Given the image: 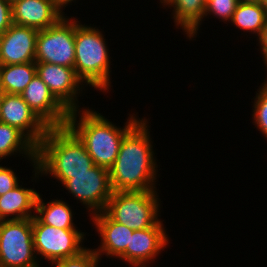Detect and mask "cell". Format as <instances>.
<instances>
[{
  "label": "cell",
  "instance_id": "obj_20",
  "mask_svg": "<svg viewBox=\"0 0 267 267\" xmlns=\"http://www.w3.org/2000/svg\"><path fill=\"white\" fill-rule=\"evenodd\" d=\"M63 200H51L44 203L40 194L36 201L35 215L43 224L61 229H76L73 223L72 209Z\"/></svg>",
  "mask_w": 267,
  "mask_h": 267
},
{
  "label": "cell",
  "instance_id": "obj_29",
  "mask_svg": "<svg viewBox=\"0 0 267 267\" xmlns=\"http://www.w3.org/2000/svg\"><path fill=\"white\" fill-rule=\"evenodd\" d=\"M54 5L62 12L63 7H66L67 4L74 2V0H52Z\"/></svg>",
  "mask_w": 267,
  "mask_h": 267
},
{
  "label": "cell",
  "instance_id": "obj_12",
  "mask_svg": "<svg viewBox=\"0 0 267 267\" xmlns=\"http://www.w3.org/2000/svg\"><path fill=\"white\" fill-rule=\"evenodd\" d=\"M20 95L48 127L67 126L70 112L54 97L37 74Z\"/></svg>",
  "mask_w": 267,
  "mask_h": 267
},
{
  "label": "cell",
  "instance_id": "obj_1",
  "mask_svg": "<svg viewBox=\"0 0 267 267\" xmlns=\"http://www.w3.org/2000/svg\"><path fill=\"white\" fill-rule=\"evenodd\" d=\"M141 119L124 136L117 158L109 169L113 191L157 190L154 185L158 167L152 151L150 131L147 120Z\"/></svg>",
  "mask_w": 267,
  "mask_h": 267
},
{
  "label": "cell",
  "instance_id": "obj_3",
  "mask_svg": "<svg viewBox=\"0 0 267 267\" xmlns=\"http://www.w3.org/2000/svg\"><path fill=\"white\" fill-rule=\"evenodd\" d=\"M77 117H79V121H77ZM139 121L140 119L138 120L132 115L123 128L121 126L118 128L100 113L85 108L82 111H71L67 126L84 143L94 165L109 170L117 158L124 136Z\"/></svg>",
  "mask_w": 267,
  "mask_h": 267
},
{
  "label": "cell",
  "instance_id": "obj_4",
  "mask_svg": "<svg viewBox=\"0 0 267 267\" xmlns=\"http://www.w3.org/2000/svg\"><path fill=\"white\" fill-rule=\"evenodd\" d=\"M102 32L75 20V63L78 77L103 92L110 89V55Z\"/></svg>",
  "mask_w": 267,
  "mask_h": 267
},
{
  "label": "cell",
  "instance_id": "obj_21",
  "mask_svg": "<svg viewBox=\"0 0 267 267\" xmlns=\"http://www.w3.org/2000/svg\"><path fill=\"white\" fill-rule=\"evenodd\" d=\"M36 74V62L0 65L1 90L20 95Z\"/></svg>",
  "mask_w": 267,
  "mask_h": 267
},
{
  "label": "cell",
  "instance_id": "obj_24",
  "mask_svg": "<svg viewBox=\"0 0 267 267\" xmlns=\"http://www.w3.org/2000/svg\"><path fill=\"white\" fill-rule=\"evenodd\" d=\"M239 0H206L204 17L214 14L223 21H231Z\"/></svg>",
  "mask_w": 267,
  "mask_h": 267
},
{
  "label": "cell",
  "instance_id": "obj_5",
  "mask_svg": "<svg viewBox=\"0 0 267 267\" xmlns=\"http://www.w3.org/2000/svg\"><path fill=\"white\" fill-rule=\"evenodd\" d=\"M159 199L156 190L113 191L104 211L132 230L147 229L159 220Z\"/></svg>",
  "mask_w": 267,
  "mask_h": 267
},
{
  "label": "cell",
  "instance_id": "obj_22",
  "mask_svg": "<svg viewBox=\"0 0 267 267\" xmlns=\"http://www.w3.org/2000/svg\"><path fill=\"white\" fill-rule=\"evenodd\" d=\"M267 21V9L260 3L239 2L231 23L241 30L252 32L259 37Z\"/></svg>",
  "mask_w": 267,
  "mask_h": 267
},
{
  "label": "cell",
  "instance_id": "obj_7",
  "mask_svg": "<svg viewBox=\"0 0 267 267\" xmlns=\"http://www.w3.org/2000/svg\"><path fill=\"white\" fill-rule=\"evenodd\" d=\"M63 16L55 25L38 31L35 62L74 68L75 18ZM70 19V20H69Z\"/></svg>",
  "mask_w": 267,
  "mask_h": 267
},
{
  "label": "cell",
  "instance_id": "obj_10",
  "mask_svg": "<svg viewBox=\"0 0 267 267\" xmlns=\"http://www.w3.org/2000/svg\"><path fill=\"white\" fill-rule=\"evenodd\" d=\"M0 111L2 123L19 129L36 146L40 144L49 129L19 94L2 93Z\"/></svg>",
  "mask_w": 267,
  "mask_h": 267
},
{
  "label": "cell",
  "instance_id": "obj_25",
  "mask_svg": "<svg viewBox=\"0 0 267 267\" xmlns=\"http://www.w3.org/2000/svg\"><path fill=\"white\" fill-rule=\"evenodd\" d=\"M99 258L93 249L86 248L76 256L58 260L55 267H97Z\"/></svg>",
  "mask_w": 267,
  "mask_h": 267
},
{
  "label": "cell",
  "instance_id": "obj_31",
  "mask_svg": "<svg viewBox=\"0 0 267 267\" xmlns=\"http://www.w3.org/2000/svg\"><path fill=\"white\" fill-rule=\"evenodd\" d=\"M259 3L267 9V0H259Z\"/></svg>",
  "mask_w": 267,
  "mask_h": 267
},
{
  "label": "cell",
  "instance_id": "obj_16",
  "mask_svg": "<svg viewBox=\"0 0 267 267\" xmlns=\"http://www.w3.org/2000/svg\"><path fill=\"white\" fill-rule=\"evenodd\" d=\"M91 219L101 237V245L93 249L98 258L106 254L107 257L119 258L130 246V234L134 230L115 222L105 211L92 215Z\"/></svg>",
  "mask_w": 267,
  "mask_h": 267
},
{
  "label": "cell",
  "instance_id": "obj_27",
  "mask_svg": "<svg viewBox=\"0 0 267 267\" xmlns=\"http://www.w3.org/2000/svg\"><path fill=\"white\" fill-rule=\"evenodd\" d=\"M11 2L0 0V36L12 25Z\"/></svg>",
  "mask_w": 267,
  "mask_h": 267
},
{
  "label": "cell",
  "instance_id": "obj_14",
  "mask_svg": "<svg viewBox=\"0 0 267 267\" xmlns=\"http://www.w3.org/2000/svg\"><path fill=\"white\" fill-rule=\"evenodd\" d=\"M38 30L12 24L0 36V65L35 62Z\"/></svg>",
  "mask_w": 267,
  "mask_h": 267
},
{
  "label": "cell",
  "instance_id": "obj_26",
  "mask_svg": "<svg viewBox=\"0 0 267 267\" xmlns=\"http://www.w3.org/2000/svg\"><path fill=\"white\" fill-rule=\"evenodd\" d=\"M17 178L12 169L0 165V196L19 185Z\"/></svg>",
  "mask_w": 267,
  "mask_h": 267
},
{
  "label": "cell",
  "instance_id": "obj_30",
  "mask_svg": "<svg viewBox=\"0 0 267 267\" xmlns=\"http://www.w3.org/2000/svg\"><path fill=\"white\" fill-rule=\"evenodd\" d=\"M242 3H259V0H239Z\"/></svg>",
  "mask_w": 267,
  "mask_h": 267
},
{
  "label": "cell",
  "instance_id": "obj_23",
  "mask_svg": "<svg viewBox=\"0 0 267 267\" xmlns=\"http://www.w3.org/2000/svg\"><path fill=\"white\" fill-rule=\"evenodd\" d=\"M259 88V93L254 99L253 119L254 124L267 139V80Z\"/></svg>",
  "mask_w": 267,
  "mask_h": 267
},
{
  "label": "cell",
  "instance_id": "obj_17",
  "mask_svg": "<svg viewBox=\"0 0 267 267\" xmlns=\"http://www.w3.org/2000/svg\"><path fill=\"white\" fill-rule=\"evenodd\" d=\"M39 192L34 189L16 186L0 196V218L3 220H20L35 216L36 201ZM33 214V215H32ZM14 215V216H12ZM12 217V218H9Z\"/></svg>",
  "mask_w": 267,
  "mask_h": 267
},
{
  "label": "cell",
  "instance_id": "obj_19",
  "mask_svg": "<svg viewBox=\"0 0 267 267\" xmlns=\"http://www.w3.org/2000/svg\"><path fill=\"white\" fill-rule=\"evenodd\" d=\"M26 155L27 159L37 163V146L19 129L0 122V160L16 153Z\"/></svg>",
  "mask_w": 267,
  "mask_h": 267
},
{
  "label": "cell",
  "instance_id": "obj_8",
  "mask_svg": "<svg viewBox=\"0 0 267 267\" xmlns=\"http://www.w3.org/2000/svg\"><path fill=\"white\" fill-rule=\"evenodd\" d=\"M32 234L35 254L41 255L51 264L81 253L84 232L76 229H61L43 224L36 216L32 217Z\"/></svg>",
  "mask_w": 267,
  "mask_h": 267
},
{
  "label": "cell",
  "instance_id": "obj_18",
  "mask_svg": "<svg viewBox=\"0 0 267 267\" xmlns=\"http://www.w3.org/2000/svg\"><path fill=\"white\" fill-rule=\"evenodd\" d=\"M166 5L174 8L172 15L176 26H180L190 39L196 37L204 18L206 0H170Z\"/></svg>",
  "mask_w": 267,
  "mask_h": 267
},
{
  "label": "cell",
  "instance_id": "obj_33",
  "mask_svg": "<svg viewBox=\"0 0 267 267\" xmlns=\"http://www.w3.org/2000/svg\"><path fill=\"white\" fill-rule=\"evenodd\" d=\"M2 93H3V92H2V90H1V86H0V98H1V96H2Z\"/></svg>",
  "mask_w": 267,
  "mask_h": 267
},
{
  "label": "cell",
  "instance_id": "obj_9",
  "mask_svg": "<svg viewBox=\"0 0 267 267\" xmlns=\"http://www.w3.org/2000/svg\"><path fill=\"white\" fill-rule=\"evenodd\" d=\"M63 185L68 193L87 206L86 208L92 212L91 215L103 212L113 193L109 170L97 165L86 173L72 175Z\"/></svg>",
  "mask_w": 267,
  "mask_h": 267
},
{
  "label": "cell",
  "instance_id": "obj_13",
  "mask_svg": "<svg viewBox=\"0 0 267 267\" xmlns=\"http://www.w3.org/2000/svg\"><path fill=\"white\" fill-rule=\"evenodd\" d=\"M166 245H168V236L159 219L152 227L134 230L130 234V246H127L126 251L119 258L133 267H147L149 265L147 263L150 260L154 261Z\"/></svg>",
  "mask_w": 267,
  "mask_h": 267
},
{
  "label": "cell",
  "instance_id": "obj_2",
  "mask_svg": "<svg viewBox=\"0 0 267 267\" xmlns=\"http://www.w3.org/2000/svg\"><path fill=\"white\" fill-rule=\"evenodd\" d=\"M93 166L84 143L68 126L49 127L37 146L35 178L50 174L63 184L72 175L86 173Z\"/></svg>",
  "mask_w": 267,
  "mask_h": 267
},
{
  "label": "cell",
  "instance_id": "obj_32",
  "mask_svg": "<svg viewBox=\"0 0 267 267\" xmlns=\"http://www.w3.org/2000/svg\"><path fill=\"white\" fill-rule=\"evenodd\" d=\"M170 0H160V2L163 4V6H166V4L169 2Z\"/></svg>",
  "mask_w": 267,
  "mask_h": 267
},
{
  "label": "cell",
  "instance_id": "obj_6",
  "mask_svg": "<svg viewBox=\"0 0 267 267\" xmlns=\"http://www.w3.org/2000/svg\"><path fill=\"white\" fill-rule=\"evenodd\" d=\"M36 259L32 218L0 222V265L40 267Z\"/></svg>",
  "mask_w": 267,
  "mask_h": 267
},
{
  "label": "cell",
  "instance_id": "obj_11",
  "mask_svg": "<svg viewBox=\"0 0 267 267\" xmlns=\"http://www.w3.org/2000/svg\"><path fill=\"white\" fill-rule=\"evenodd\" d=\"M36 73L48 86L54 97L69 112L77 110L78 107H80L77 104V96L79 97L78 93H80L84 84L76 74L74 68L51 63L36 62Z\"/></svg>",
  "mask_w": 267,
  "mask_h": 267
},
{
  "label": "cell",
  "instance_id": "obj_28",
  "mask_svg": "<svg viewBox=\"0 0 267 267\" xmlns=\"http://www.w3.org/2000/svg\"><path fill=\"white\" fill-rule=\"evenodd\" d=\"M258 39L261 47L260 50L263 56V60L267 67V21Z\"/></svg>",
  "mask_w": 267,
  "mask_h": 267
},
{
  "label": "cell",
  "instance_id": "obj_15",
  "mask_svg": "<svg viewBox=\"0 0 267 267\" xmlns=\"http://www.w3.org/2000/svg\"><path fill=\"white\" fill-rule=\"evenodd\" d=\"M11 11L13 24L38 31L55 25L64 15L52 0H14Z\"/></svg>",
  "mask_w": 267,
  "mask_h": 267
}]
</instances>
